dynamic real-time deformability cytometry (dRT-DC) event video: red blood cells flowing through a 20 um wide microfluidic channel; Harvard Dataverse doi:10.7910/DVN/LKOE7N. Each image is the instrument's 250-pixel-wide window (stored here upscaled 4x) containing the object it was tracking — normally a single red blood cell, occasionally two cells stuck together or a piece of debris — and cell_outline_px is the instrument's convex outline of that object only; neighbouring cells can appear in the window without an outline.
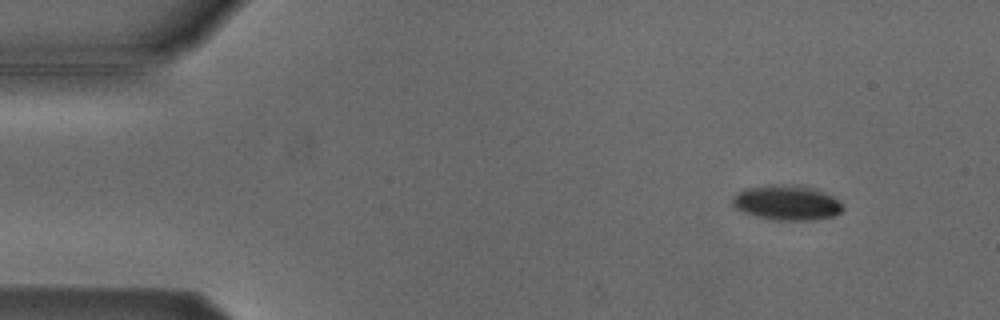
{"species": "Egyptian fruit bat (a non-hibernating species)", "species_latin": "Rousettus aegyptiacus", "temperature_condition": "cold", "stored_images_in_passage": 6, "camera_frame_rate_fps": 3000, "um_per_image_px": 0.085, "animal": {"sex": "male"}, "frame": {"image": 1, "passage_image": 1, "time_ms": 0.0, "image_size_px": [1000, 320], "cell_outline_px": [[844, 208], [836, 216], [812, 220], [776, 220], [756, 216], [744, 212], [736, 208], [732, 204], [732, 196], [736, 192], [744, 188], [768, 184], [780, 184], [816, 188], [840, 200]], "centroid_in_image_um": [66.87, 17.22], "position_along_channel_um": 18.1, "area_um2": 22.72}}
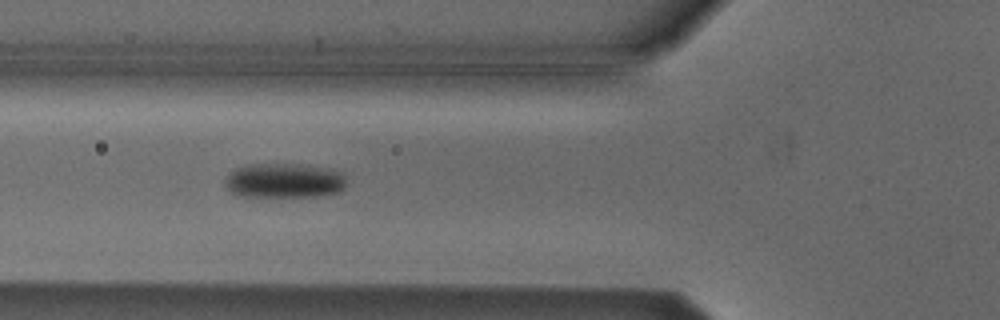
{"frame": {"image": 2, "passage_image": 5, "time_ms": 4.667, "image_size_px": [1000, 320], "cell_outline_px": [[348, 184], [340, 192], [316, 196], [240, 196], [224, 188], [224, 180], [236, 168], [252, 164], [284, 164], [320, 168], [340, 172], [344, 176]], "centroid_in_image_um": [24.13, 15.38], "position_along_channel_um": 101.7, "area_um2": 24.16}}
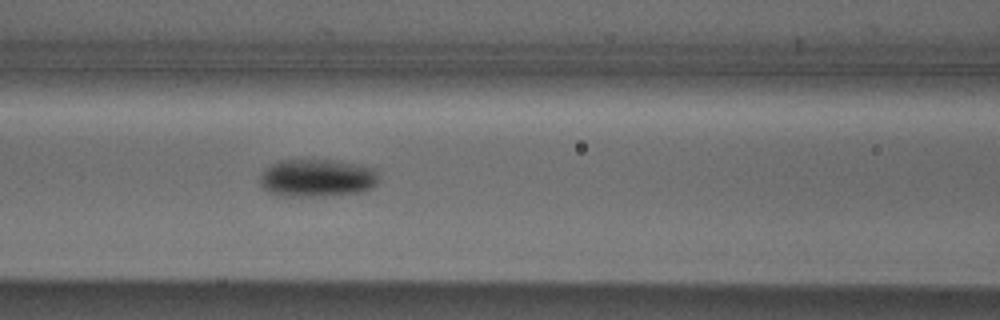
{"frame": {"image": 3, "passage_image": 6, "time_ms": 5.667, "image_size_px": [1000, 320], "cell_outline_px": [[380, 180], [372, 188], [360, 192], [320, 196], [288, 196], [268, 192], [260, 184], [260, 176], [272, 164], [280, 160], [336, 160], [376, 168]], "centroid_in_image_um": [27.01, 15.12], "position_along_channel_um": 139.6, "area_um2": 26.13}}